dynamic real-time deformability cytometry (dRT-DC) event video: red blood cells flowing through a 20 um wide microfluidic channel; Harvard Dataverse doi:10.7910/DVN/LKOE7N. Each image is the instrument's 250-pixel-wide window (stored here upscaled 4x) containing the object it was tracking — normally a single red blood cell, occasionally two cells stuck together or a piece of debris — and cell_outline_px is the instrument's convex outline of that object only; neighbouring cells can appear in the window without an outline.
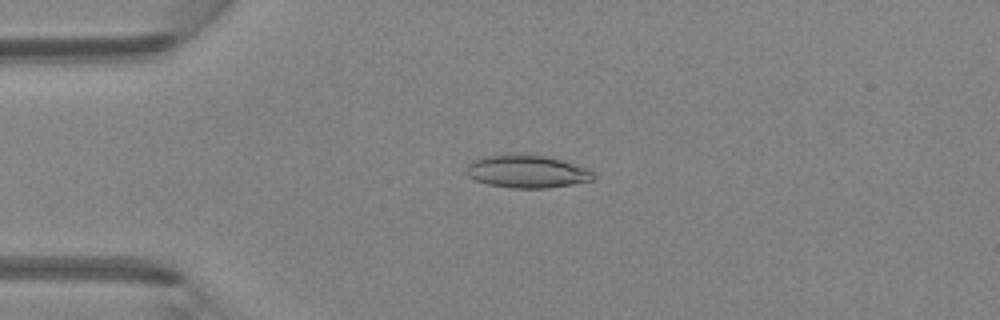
{"species": "Egyptian fruit bat (a non-hibernating species)", "species_latin": "Rousettus aegyptiacus", "temperature_condition": "room temperature", "stored_images_in_passage": 45, "camera_frame_rate_fps": 3000, "um_per_image_px": 0.085, "animal": {"sex": "female"}, "frame": {"image": 1, "passage_image": 10, "time_ms": 3.0, "image_size_px": [1000, 320], "cell_outline_px": [[596, 176], [592, 180], [572, 184], [548, 188], [512, 188], [488, 184], [476, 180], [468, 176], [464, 168], [472, 160], [484, 156], [548, 156], [592, 168], [596, 172]], "centroid_in_image_um": [44.86, 14.6], "position_along_channel_um": 40.1, "area_um2": 24.16}}
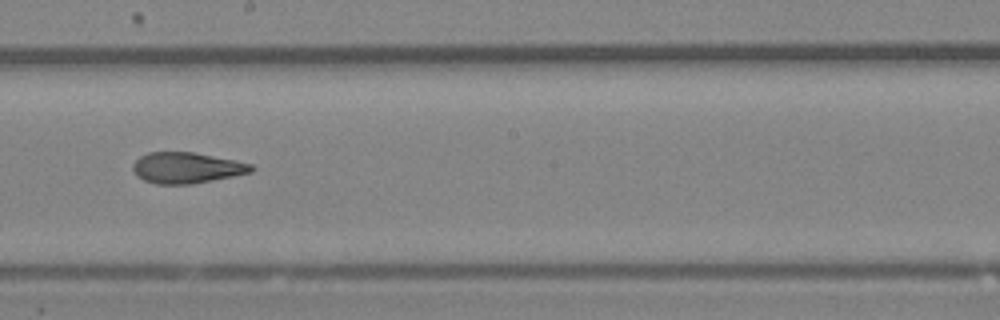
{"frame": {"image": 2, "passage_image": 25, "time_ms": 8.0, "image_size_px": [1000, 320], "cell_outline_px": [[256, 168], [252, 172], [192, 184], [156, 184], [144, 180], [136, 176], [132, 168], [132, 164], [140, 156], [148, 152], [192, 152], [252, 164]], "centroid_in_image_um": [15.83, 14.27], "position_along_channel_um": 232.4, "area_um2": 21.21}}
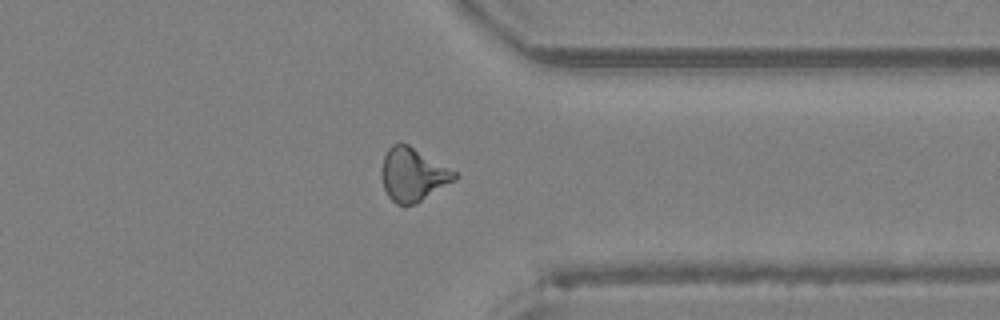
{"frame": {"image": 3, "passage_image": 35, "time_ms": 11.333, "image_size_px": [1000, 320], "cell_outline_px": [[456, 180], [416, 204], [404, 208], [396, 204], [388, 196], [384, 188], [380, 172], [384, 156], [388, 148], [392, 144], [408, 144], [456, 172]], "centroid_in_image_um": [35.07, 14.88], "position_along_channel_um": 376.3, "area_um2": 22.77}}